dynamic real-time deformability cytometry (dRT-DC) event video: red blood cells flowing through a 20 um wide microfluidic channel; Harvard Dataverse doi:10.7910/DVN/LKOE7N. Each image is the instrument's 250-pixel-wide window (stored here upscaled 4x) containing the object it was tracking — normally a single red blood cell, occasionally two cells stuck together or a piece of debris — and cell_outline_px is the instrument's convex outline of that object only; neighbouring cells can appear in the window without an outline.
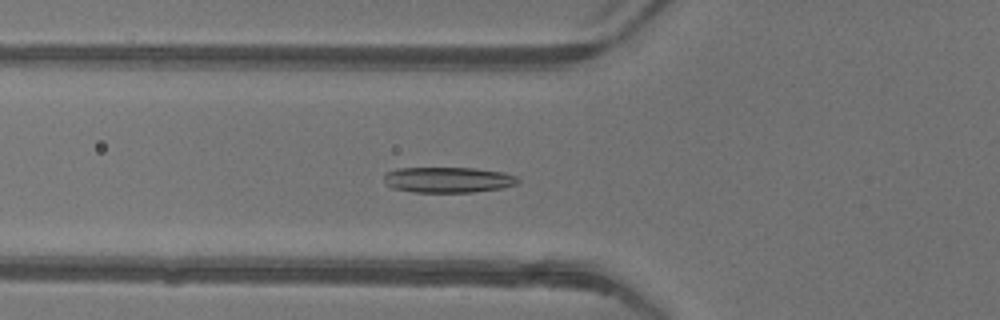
{"species": "common noctule bat (a hibernating species)", "species_latin": "Nyctalus noctula", "temperature_condition": "warm", "stored_images_in_passage": 52, "camera_frame_rate_fps": 3000, "um_per_image_px": 0.085, "animal": {"sex": "female"}, "frame": {"image": 1, "passage_image": 20, "time_ms": 6.333, "image_size_px": [1000, 320], "cell_outline_px": [[520, 180], [516, 184], [504, 188], [476, 192], [416, 192], [392, 188], [384, 184], [384, 172], [396, 168], [476, 168], [504, 172], [516, 176]], "centroid_in_image_um": [38.08, 15.28], "position_along_channel_um": 87.7, "area_um2": 20.29}}
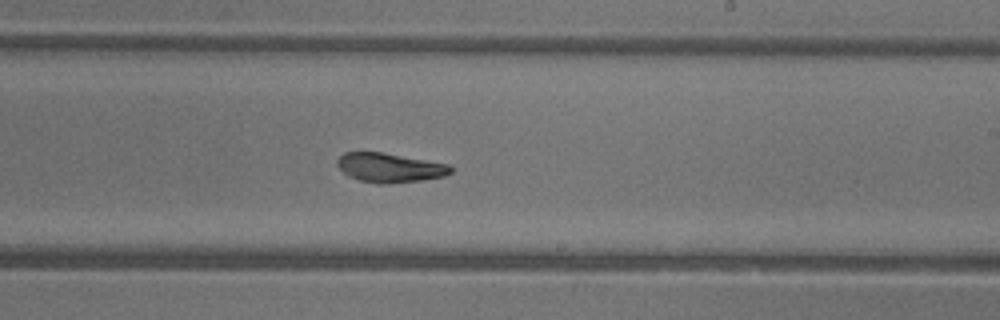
{"frame": {"image": 2, "passage_image": 32, "time_ms": 10.333, "image_size_px": [1000, 320], "cell_outline_px": [[452, 172], [444, 176], [420, 180], [388, 184], [376, 184], [360, 180], [348, 176], [336, 164], [336, 160], [344, 152], [380, 152], [448, 164], [452, 168]], "centroid_in_image_um": [33.09, 14.26], "position_along_channel_um": 255.9, "area_um2": 19.19}}
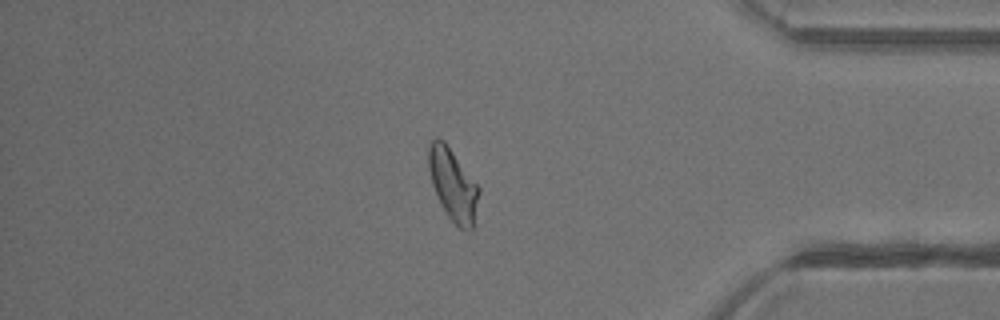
{"frame": {"image": 3, "passage_image": 44, "time_ms": 14.333, "image_size_px": [1000, 320], "cell_outline_px": [[480, 192], [472, 232], [468, 232], [460, 228], [448, 216], [440, 204], [432, 184], [428, 168], [428, 148], [432, 140], [436, 136], [444, 140], [480, 188]], "centroid_in_image_um": [38.5, 15.71], "position_along_channel_um": 396.7, "area_um2": 21.15}, "authors_computed_cell_mechanics": {"area_um2": 20.5768, "velocity_mm_per_s": 4.1933, "shape_relaxation_time_tau1_ms": 6.4933, "shape_relaxation_time_tau2_ms": 2.1676, "deformation_change_tau1": 0.1925, "deformation_change_tau2": 0.1047}}